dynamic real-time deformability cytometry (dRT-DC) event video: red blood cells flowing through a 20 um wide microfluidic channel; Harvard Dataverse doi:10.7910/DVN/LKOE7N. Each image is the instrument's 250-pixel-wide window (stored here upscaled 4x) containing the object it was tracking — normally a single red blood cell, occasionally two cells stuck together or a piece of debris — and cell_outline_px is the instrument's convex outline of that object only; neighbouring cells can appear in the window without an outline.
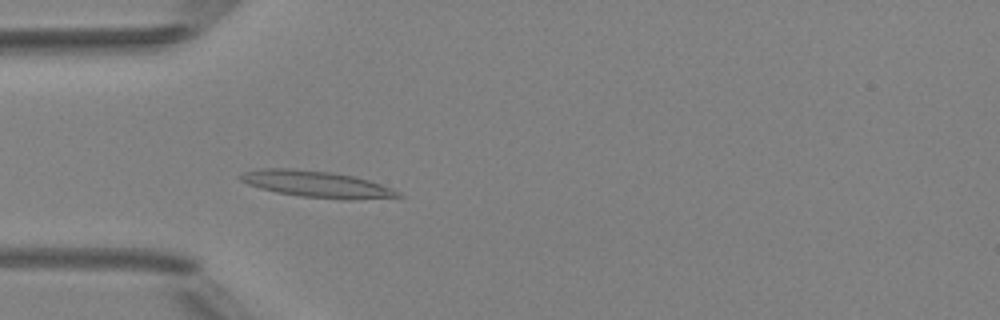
{"species": "Egyptian fruit bat (a non-hibernating species)", "species_latin": "Rousettus aegyptiacus", "temperature_condition": "room temperature", "stored_images_in_passage": 4, "camera_frame_rate_fps": 3000, "um_per_image_px": 0.085, "animal": {"sex": "female"}, "frame": {"image": 1, "passage_image": 4, "time_ms": 3.333, "image_size_px": [1000, 320], "cell_outline_px": [[404, 196], [352, 200], [348, 200], [300, 196], [276, 192], [260, 188], [248, 184], [240, 180], [236, 176], [244, 172], [260, 168], [288, 168], [328, 172], [352, 176], [368, 180], [392, 188], [400, 192]], "centroid_in_image_um": [26.89, 15.65], "position_along_channel_um": 58.1, "area_um2": 24.16}}